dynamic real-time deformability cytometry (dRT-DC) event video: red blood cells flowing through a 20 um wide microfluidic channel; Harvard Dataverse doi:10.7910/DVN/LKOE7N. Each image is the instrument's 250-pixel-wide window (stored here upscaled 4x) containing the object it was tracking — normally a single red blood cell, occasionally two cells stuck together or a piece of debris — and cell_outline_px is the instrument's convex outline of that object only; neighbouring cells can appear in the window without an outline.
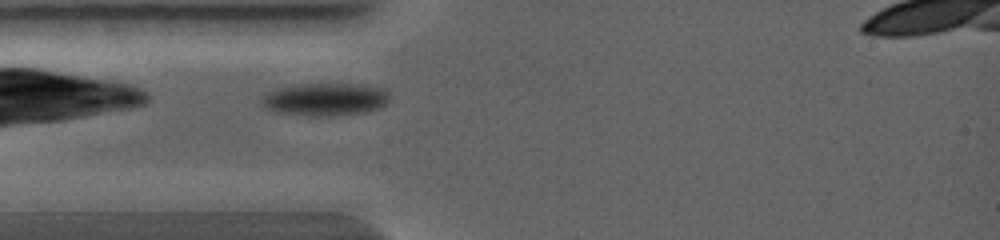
{"species": "common noctule bat (a hibernating species)", "species_latin": "Nyctalus noctula", "temperature_condition": "warm", "stored_images_in_passage": 8, "camera_frame_rate_fps": 5000, "um_per_image_px": 0.085, "animal": {"sex": "female", "body_mass_g": 19.0, "forearm_length_mm": 56.7}, "frame": {"image": 1, "passage_image": 2, "time_ms": 0.4, "image_size_px": [1000, 240], "cell_outline_px": [[388, 100], [380, 108], [368, 112], [332, 116], [308, 116], [276, 112], [264, 108], [260, 104], [260, 96], [276, 88], [292, 84], [352, 84], [384, 88], [388, 92]], "centroid_in_image_um": [27.57, 8.45], "position_along_channel_um": 57.4, "area_um2": 24.8}}
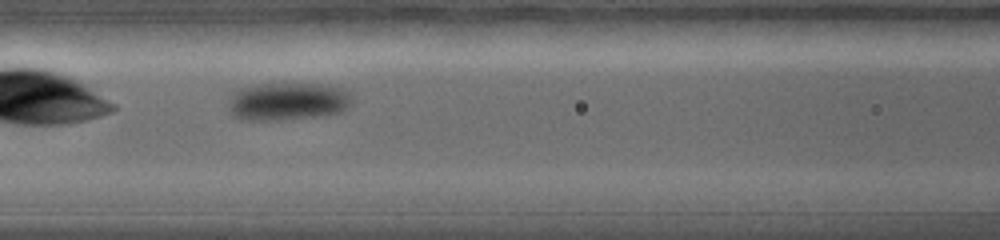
{"frame": {"image": 2, "passage_image": 5, "time_ms": 2.0, "image_size_px": [1000, 240], "cell_outline_px": [[352, 100], [348, 108], [340, 112], [324, 116], [284, 120], [240, 120], [232, 116], [228, 108], [228, 104], [232, 92], [236, 88], [256, 84], [324, 84], [348, 88]], "centroid_in_image_um": [24.45, 8.62], "position_along_channel_um": 142.2, "area_um2": 28.09}}
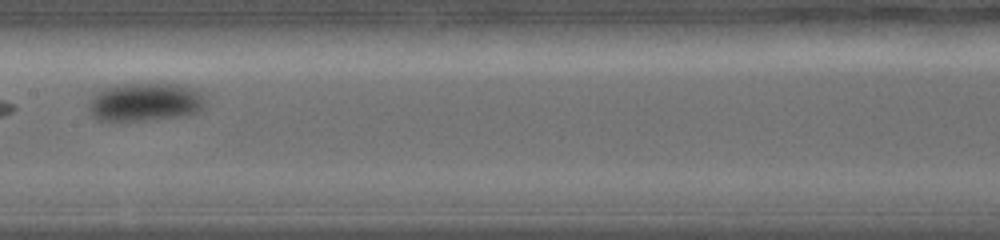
{"frame": {"image": 3, "passage_image": 7, "time_ms": 3.0, "image_size_px": [1000, 240], "cell_outline_px": [[204, 104], [200, 112], [180, 116], [148, 120], [96, 120], [92, 116], [88, 108], [88, 104], [104, 88], [112, 84], [176, 84], [200, 92], [204, 100]], "centroid_in_image_um": [12.32, 8.68], "position_along_channel_um": 195.1, "area_um2": 25.66}}